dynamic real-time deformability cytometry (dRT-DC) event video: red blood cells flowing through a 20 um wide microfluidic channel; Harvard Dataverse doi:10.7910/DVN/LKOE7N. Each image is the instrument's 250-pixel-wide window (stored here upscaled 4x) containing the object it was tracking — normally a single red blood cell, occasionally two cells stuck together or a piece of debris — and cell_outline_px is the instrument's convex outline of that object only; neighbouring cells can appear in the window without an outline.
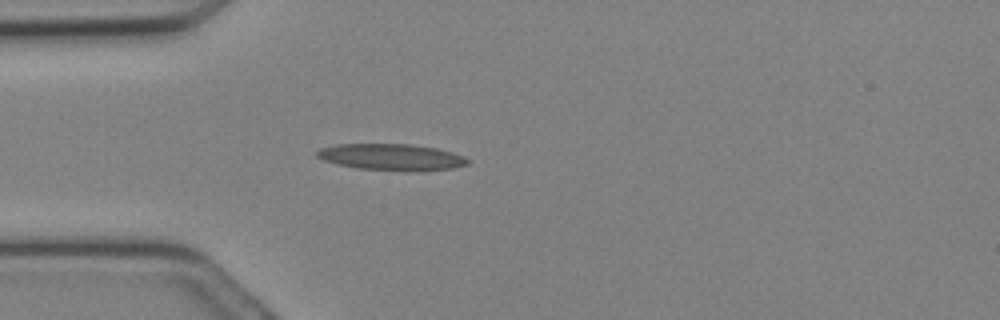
{"species": "Egyptian fruit bat (a non-hibernating species)", "species_latin": "Rousettus aegyptiacus", "temperature_condition": "cold", "stored_images_in_passage": 12, "camera_frame_rate_fps": 3000, "um_per_image_px": 0.085, "animal": {"sex": "female"}, "frame": {"image": 1, "passage_image": 4, "time_ms": 1.0, "image_size_px": [1000, 320], "cell_outline_px": [[468, 164], [452, 168], [360, 168], [340, 164], [324, 160], [316, 156], [316, 152], [320, 148], [340, 144], [412, 144], [436, 148], [452, 152], [464, 156], [468, 160]], "centroid_in_image_um": [33.23, 13.29], "position_along_channel_um": 51.8, "area_um2": 21.79}}
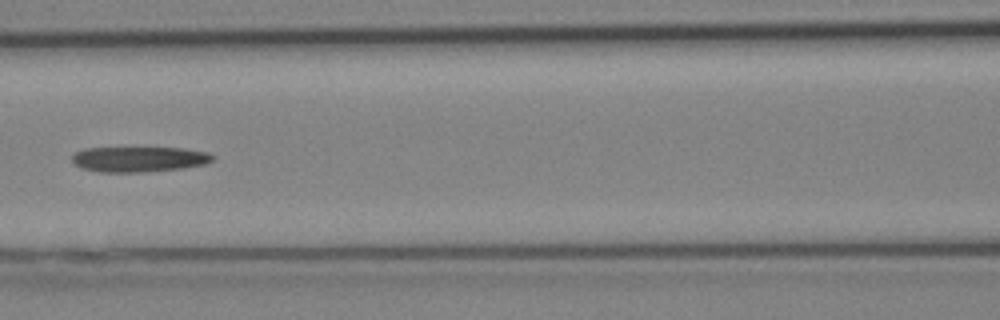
{"frame": {"image": 2, "passage_image": 9, "time_ms": 2.667, "image_size_px": [1000, 320], "cell_outline_px": [[216, 156], [212, 160], [204, 164], [184, 168], [140, 172], [100, 172], [80, 168], [72, 160], [72, 156], [76, 152], [84, 148], [184, 148], [208, 152]], "centroid_in_image_um": [11.83, 13.53], "position_along_channel_um": 154.8, "area_um2": 20.75}}
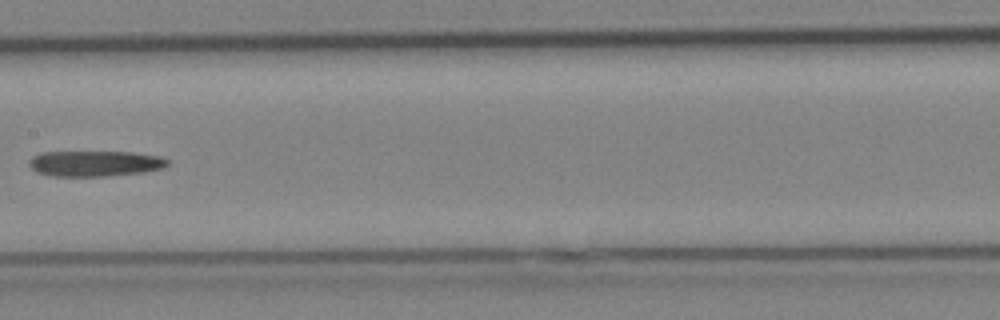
{"frame": {"image": 3, "passage_image": 11, "time_ms": 3.333, "image_size_px": [1000, 320], "cell_outline_px": [[168, 164], [160, 168], [144, 172], [104, 176], [48, 176], [36, 172], [28, 164], [28, 160], [32, 156], [40, 152], [132, 152], [160, 156], [168, 160]], "centroid_in_image_um": [8.0, 13.89], "position_along_channel_um": 199.4, "area_um2": 20.75}}